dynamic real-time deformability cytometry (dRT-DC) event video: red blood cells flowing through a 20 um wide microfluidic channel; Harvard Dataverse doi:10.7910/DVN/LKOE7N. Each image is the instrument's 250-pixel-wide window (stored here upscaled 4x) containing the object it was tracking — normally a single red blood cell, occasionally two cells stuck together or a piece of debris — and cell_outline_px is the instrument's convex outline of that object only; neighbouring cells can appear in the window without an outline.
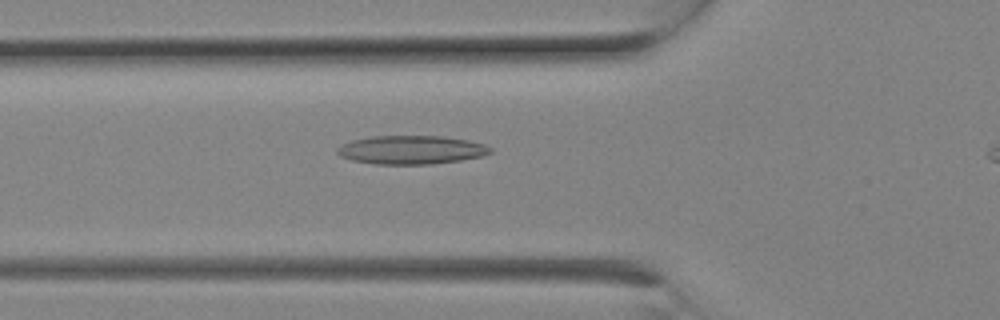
{"species": "Egyptian fruit bat (a non-hibernating species)", "species_latin": "Rousettus aegyptiacus", "temperature_condition": "room temperature", "stored_images_in_passage": 4, "camera_frame_rate_fps": 3000, "um_per_image_px": 0.085, "animal": {"sex": "female"}, "frame": {"image": 1, "passage_image": 4, "time_ms": 1.0, "image_size_px": [1000, 320], "cell_outline_px": [[492, 152], [484, 156], [460, 160], [432, 164], [376, 164], [352, 160], [340, 156], [336, 152], [336, 148], [352, 140], [372, 136], [444, 136], [468, 140], [484, 144], [492, 148]], "centroid_in_image_um": [34.98, 12.73], "position_along_channel_um": 90.8, "area_um2": 25.55}}